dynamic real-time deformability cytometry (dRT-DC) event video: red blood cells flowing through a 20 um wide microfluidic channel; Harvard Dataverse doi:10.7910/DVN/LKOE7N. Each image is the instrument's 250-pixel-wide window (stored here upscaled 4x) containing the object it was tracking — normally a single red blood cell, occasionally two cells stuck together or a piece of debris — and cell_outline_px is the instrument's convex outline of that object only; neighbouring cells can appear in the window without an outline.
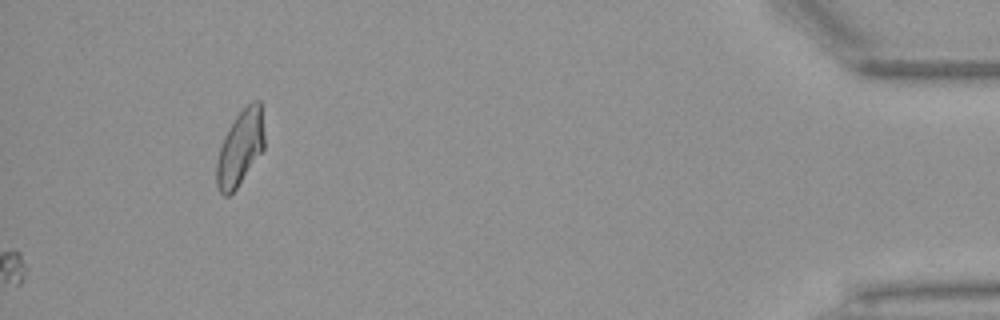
{"species": "Egyptian fruit bat (a non-hibernating species)", "species_latin": "Rousettus aegyptiacus", "temperature_condition": "warm", "stored_images_in_passage": 44, "camera_frame_rate_fps": 3000, "um_per_image_px": 0.085, "animal": {"sex": "female"}, "frame": {"image": 1, "passage_image": 44, "time_ms": 14.333, "image_size_px": [1000, 320], "cell_outline_px": [[264, 148], [236, 188], [228, 196], [224, 196], [220, 192], [216, 184], [216, 160], [220, 144], [224, 136], [236, 116], [252, 100], [260, 100], [264, 136]], "centroid_in_image_um": [20.39, 12.57], "position_along_channel_um": 414.8, "area_um2": 20.75}}